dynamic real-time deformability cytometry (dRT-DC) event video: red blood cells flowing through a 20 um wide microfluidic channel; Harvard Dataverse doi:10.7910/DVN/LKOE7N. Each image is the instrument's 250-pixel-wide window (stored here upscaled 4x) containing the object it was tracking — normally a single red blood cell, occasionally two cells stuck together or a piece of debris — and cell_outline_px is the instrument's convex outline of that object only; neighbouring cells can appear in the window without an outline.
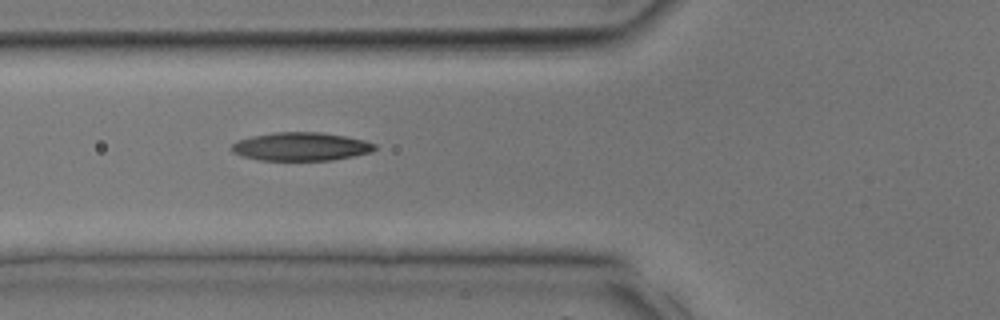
{"species": "common noctule bat (a hibernating species)", "species_latin": "Nyctalus noctula", "temperature_condition": "room temperature", "stored_images_in_passage": 3, "camera_frame_rate_fps": 3000, "um_per_image_px": 0.085, "animal": {"sex": "male", "body_mass_g": 17.9, "forearm_length_mm": 54.2}, "frame": {"image": 1, "passage_image": 3, "time_ms": 0.667, "image_size_px": [1000, 320], "cell_outline_px": [[376, 148], [372, 152], [332, 160], [260, 160], [244, 156], [232, 152], [232, 144], [240, 140], [252, 136], [276, 132], [320, 132], [344, 136], [364, 140], [376, 144]], "centroid_in_image_um": [25.61, 12.46], "position_along_channel_um": 100.2, "area_um2": 23.41}}